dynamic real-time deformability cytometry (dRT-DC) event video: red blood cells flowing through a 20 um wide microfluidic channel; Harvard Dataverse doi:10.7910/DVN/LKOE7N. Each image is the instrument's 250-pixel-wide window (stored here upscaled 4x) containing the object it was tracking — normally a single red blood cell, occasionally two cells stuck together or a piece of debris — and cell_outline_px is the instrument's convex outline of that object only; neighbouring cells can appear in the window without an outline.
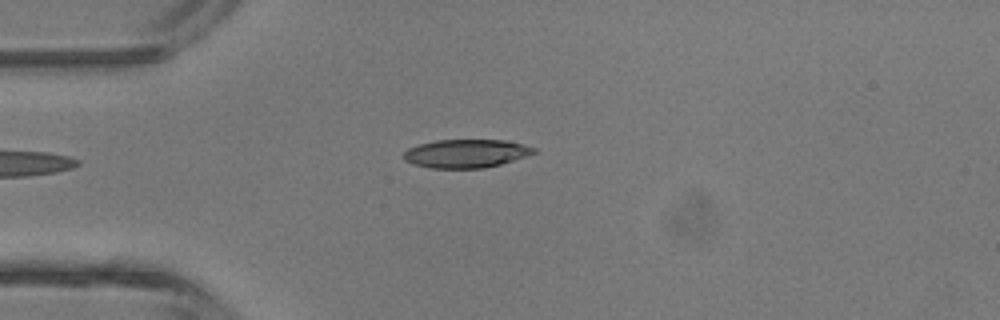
{"species": "common noctule bat (a hibernating species)", "species_latin": "Nyctalus noctula", "temperature_condition": "room temperature", "stored_images_in_passage": 4, "camera_frame_rate_fps": 3000, "um_per_image_px": 0.085, "animal": {"sex": "male", "body_mass_g": 13.3}, "frame": {"image": 1, "passage_image": 4, "time_ms": 3.333, "image_size_px": [1000, 320], "cell_outline_px": [[536, 152], [500, 164], [484, 168], [428, 168], [412, 164], [404, 160], [400, 156], [408, 148], [420, 144], [436, 140], [508, 140], [524, 144], [536, 148]], "centroid_in_image_um": [39.56, 13.04], "position_along_channel_um": 45.4, "area_um2": 21.62}}